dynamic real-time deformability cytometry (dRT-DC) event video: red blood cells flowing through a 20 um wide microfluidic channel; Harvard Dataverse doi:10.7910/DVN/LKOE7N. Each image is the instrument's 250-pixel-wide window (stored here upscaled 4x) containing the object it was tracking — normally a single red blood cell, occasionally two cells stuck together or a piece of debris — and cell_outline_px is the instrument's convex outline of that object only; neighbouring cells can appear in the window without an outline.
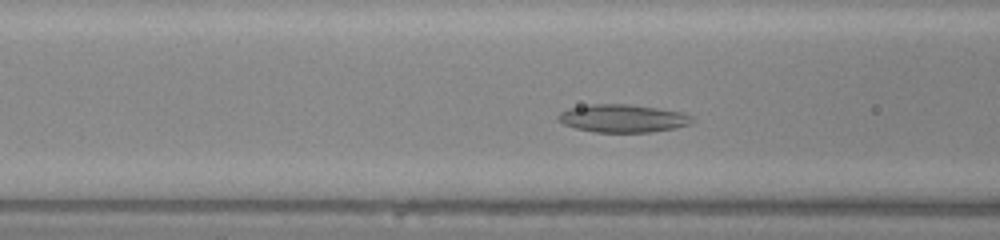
{"species": "common noctule bat (a hibernating species)", "species_latin": "Nyctalus noctula", "temperature_condition": "warm", "stored_images_in_passage": 35, "camera_frame_rate_fps": 3000, "um_per_image_px": 0.085, "animal": {"sex": "male", "body_mass_g": 20.0, "forearm_length_mm": 53.3}, "frame": {"image": 1, "passage_image": 7, "time_ms": 2.0, "image_size_px": [1000, 240], "cell_outline_px": [[696, 120], [688, 124], [676, 128], [652, 132], [596, 132], [576, 128], [564, 124], [556, 120], [556, 116], [560, 112], [568, 108], [592, 104], [628, 104], [684, 112], [692, 116]], "centroid_in_image_um": [52.94, 10.06], "position_along_channel_um": 113.7, "area_um2": 21.91}}
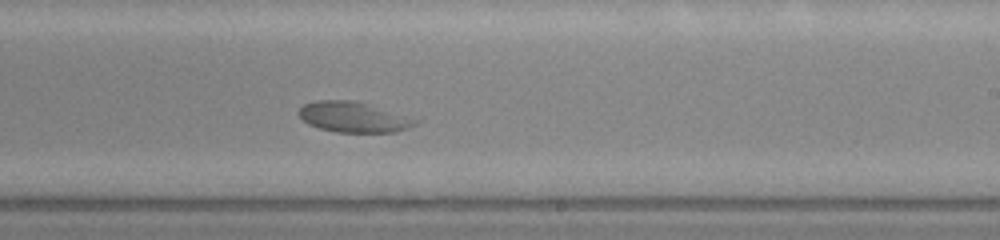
{"frame": {"image": 2, "passage_image": 18, "time_ms": 5.667, "image_size_px": [1000, 240], "cell_outline_px": [[420, 120], [416, 124], [408, 128], [396, 132], [336, 132], [320, 128], [308, 124], [296, 112], [304, 104], [316, 100], [352, 100]], "centroid_in_image_um": [30.0, 9.96], "position_along_channel_um": 259.0, "area_um2": 20.35}}
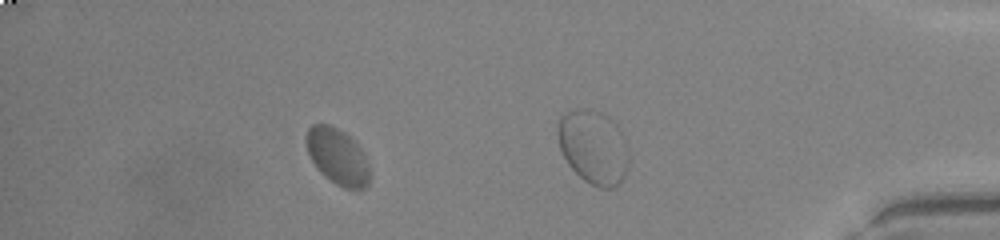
{"frame": {"image": 3, "passage_image": 29, "time_ms": 9.333, "image_size_px": [1000, 240], "cell_outline_px": [[372, 176], [368, 184], [364, 188], [344, 188], [336, 184], [324, 176], [316, 168], [308, 152], [304, 140], [304, 136], [308, 128], [312, 124], [328, 124], [344, 132], [356, 140], [368, 164]], "centroid_in_image_um": [28.68, 13.29], "position_along_channel_um": 406.5, "area_um2": 21.04}, "authors_computed_cell_mechanics": {"area_um2": 21.4438, "velocity_mm_per_s": 3.9808, "shape_relaxation_time_tau1_ms": null, "shape_relaxation_time_tau2_ms": 1.1476, "deformation_change_tau1": null, "deformation_change_tau2": 0.0311}}